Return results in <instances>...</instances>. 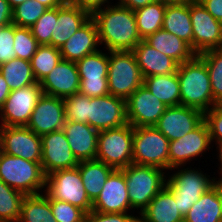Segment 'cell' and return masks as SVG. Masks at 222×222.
<instances>
[{"label":"cell","instance_id":"8","mask_svg":"<svg viewBox=\"0 0 222 222\" xmlns=\"http://www.w3.org/2000/svg\"><path fill=\"white\" fill-rule=\"evenodd\" d=\"M183 169L167 179L166 188L174 195L175 202L183 217L188 214L192 205L200 199L202 194L212 188L218 181L209 179L206 174L198 170Z\"/></svg>","mask_w":222,"mask_h":222},{"label":"cell","instance_id":"25","mask_svg":"<svg viewBox=\"0 0 222 222\" xmlns=\"http://www.w3.org/2000/svg\"><path fill=\"white\" fill-rule=\"evenodd\" d=\"M132 53L136 58L143 78L177 72L179 64L171 57L154 49L145 40H142L132 50Z\"/></svg>","mask_w":222,"mask_h":222},{"label":"cell","instance_id":"5","mask_svg":"<svg viewBox=\"0 0 222 222\" xmlns=\"http://www.w3.org/2000/svg\"><path fill=\"white\" fill-rule=\"evenodd\" d=\"M169 143L155 126L133 127L132 163L169 169Z\"/></svg>","mask_w":222,"mask_h":222},{"label":"cell","instance_id":"18","mask_svg":"<svg viewBox=\"0 0 222 222\" xmlns=\"http://www.w3.org/2000/svg\"><path fill=\"white\" fill-rule=\"evenodd\" d=\"M211 137L207 123L203 121L193 131L169 143V169L183 166L189 160L209 149ZM193 157V158H192Z\"/></svg>","mask_w":222,"mask_h":222},{"label":"cell","instance_id":"51","mask_svg":"<svg viewBox=\"0 0 222 222\" xmlns=\"http://www.w3.org/2000/svg\"><path fill=\"white\" fill-rule=\"evenodd\" d=\"M36 1L46 6L48 9L61 7L66 2V0H36Z\"/></svg>","mask_w":222,"mask_h":222},{"label":"cell","instance_id":"37","mask_svg":"<svg viewBox=\"0 0 222 222\" xmlns=\"http://www.w3.org/2000/svg\"><path fill=\"white\" fill-rule=\"evenodd\" d=\"M198 56L206 64L214 101L222 104V49H210Z\"/></svg>","mask_w":222,"mask_h":222},{"label":"cell","instance_id":"50","mask_svg":"<svg viewBox=\"0 0 222 222\" xmlns=\"http://www.w3.org/2000/svg\"><path fill=\"white\" fill-rule=\"evenodd\" d=\"M10 92L11 90L9 86L7 85V82L5 81L2 74L0 73V108L4 105Z\"/></svg>","mask_w":222,"mask_h":222},{"label":"cell","instance_id":"29","mask_svg":"<svg viewBox=\"0 0 222 222\" xmlns=\"http://www.w3.org/2000/svg\"><path fill=\"white\" fill-rule=\"evenodd\" d=\"M162 29L187 42L193 50V27L190 16V2L167 4Z\"/></svg>","mask_w":222,"mask_h":222},{"label":"cell","instance_id":"10","mask_svg":"<svg viewBox=\"0 0 222 222\" xmlns=\"http://www.w3.org/2000/svg\"><path fill=\"white\" fill-rule=\"evenodd\" d=\"M80 77L79 92L88 97H103L108 90L109 55L97 51L76 62Z\"/></svg>","mask_w":222,"mask_h":222},{"label":"cell","instance_id":"39","mask_svg":"<svg viewBox=\"0 0 222 222\" xmlns=\"http://www.w3.org/2000/svg\"><path fill=\"white\" fill-rule=\"evenodd\" d=\"M40 44L32 35L30 28L18 27L14 24V50L16 58L30 61Z\"/></svg>","mask_w":222,"mask_h":222},{"label":"cell","instance_id":"21","mask_svg":"<svg viewBox=\"0 0 222 222\" xmlns=\"http://www.w3.org/2000/svg\"><path fill=\"white\" fill-rule=\"evenodd\" d=\"M43 94L65 99L79 92L80 77L76 62L61 60L40 82Z\"/></svg>","mask_w":222,"mask_h":222},{"label":"cell","instance_id":"46","mask_svg":"<svg viewBox=\"0 0 222 222\" xmlns=\"http://www.w3.org/2000/svg\"><path fill=\"white\" fill-rule=\"evenodd\" d=\"M68 3L79 7L80 9H83L87 12H89L91 15L96 11L101 9V6L103 4L105 5V2L107 3L108 0H66Z\"/></svg>","mask_w":222,"mask_h":222},{"label":"cell","instance_id":"13","mask_svg":"<svg viewBox=\"0 0 222 222\" xmlns=\"http://www.w3.org/2000/svg\"><path fill=\"white\" fill-rule=\"evenodd\" d=\"M190 16L193 27V51L198 55L210 49H222V23L198 0L190 2Z\"/></svg>","mask_w":222,"mask_h":222},{"label":"cell","instance_id":"24","mask_svg":"<svg viewBox=\"0 0 222 222\" xmlns=\"http://www.w3.org/2000/svg\"><path fill=\"white\" fill-rule=\"evenodd\" d=\"M91 18V14L67 1L58 7V20L51 36V46L61 48Z\"/></svg>","mask_w":222,"mask_h":222},{"label":"cell","instance_id":"23","mask_svg":"<svg viewBox=\"0 0 222 222\" xmlns=\"http://www.w3.org/2000/svg\"><path fill=\"white\" fill-rule=\"evenodd\" d=\"M98 44H100V41L97 25L95 20L91 17L60 48L61 58L67 61L77 62L86 55L99 51L96 49Z\"/></svg>","mask_w":222,"mask_h":222},{"label":"cell","instance_id":"33","mask_svg":"<svg viewBox=\"0 0 222 222\" xmlns=\"http://www.w3.org/2000/svg\"><path fill=\"white\" fill-rule=\"evenodd\" d=\"M167 4L155 1L134 11L138 33L142 40L162 29Z\"/></svg>","mask_w":222,"mask_h":222},{"label":"cell","instance_id":"16","mask_svg":"<svg viewBox=\"0 0 222 222\" xmlns=\"http://www.w3.org/2000/svg\"><path fill=\"white\" fill-rule=\"evenodd\" d=\"M41 141V165L46 176L57 170L78 166L79 161L71 151L63 130L42 135Z\"/></svg>","mask_w":222,"mask_h":222},{"label":"cell","instance_id":"26","mask_svg":"<svg viewBox=\"0 0 222 222\" xmlns=\"http://www.w3.org/2000/svg\"><path fill=\"white\" fill-rule=\"evenodd\" d=\"M184 222H222V182L202 194L189 209Z\"/></svg>","mask_w":222,"mask_h":222},{"label":"cell","instance_id":"32","mask_svg":"<svg viewBox=\"0 0 222 222\" xmlns=\"http://www.w3.org/2000/svg\"><path fill=\"white\" fill-rule=\"evenodd\" d=\"M0 73L10 90H17L36 83L31 63L25 59L13 58L0 65Z\"/></svg>","mask_w":222,"mask_h":222},{"label":"cell","instance_id":"3","mask_svg":"<svg viewBox=\"0 0 222 222\" xmlns=\"http://www.w3.org/2000/svg\"><path fill=\"white\" fill-rule=\"evenodd\" d=\"M46 177L41 162H31L0 151V179L13 189L25 195L40 194L39 190L46 187Z\"/></svg>","mask_w":222,"mask_h":222},{"label":"cell","instance_id":"53","mask_svg":"<svg viewBox=\"0 0 222 222\" xmlns=\"http://www.w3.org/2000/svg\"><path fill=\"white\" fill-rule=\"evenodd\" d=\"M218 144V147L217 148H219L218 150H219V160L221 161V168L219 169V170H221L220 171V173L222 174V142H216V145ZM218 182H222V177L220 178V180H218Z\"/></svg>","mask_w":222,"mask_h":222},{"label":"cell","instance_id":"17","mask_svg":"<svg viewBox=\"0 0 222 222\" xmlns=\"http://www.w3.org/2000/svg\"><path fill=\"white\" fill-rule=\"evenodd\" d=\"M204 121V113L184 105L167 107L155 127L169 141L179 139L193 131Z\"/></svg>","mask_w":222,"mask_h":222},{"label":"cell","instance_id":"27","mask_svg":"<svg viewBox=\"0 0 222 222\" xmlns=\"http://www.w3.org/2000/svg\"><path fill=\"white\" fill-rule=\"evenodd\" d=\"M139 214V222H184L174 195L166 187Z\"/></svg>","mask_w":222,"mask_h":222},{"label":"cell","instance_id":"48","mask_svg":"<svg viewBox=\"0 0 222 222\" xmlns=\"http://www.w3.org/2000/svg\"><path fill=\"white\" fill-rule=\"evenodd\" d=\"M13 8L7 0H0V27L12 23Z\"/></svg>","mask_w":222,"mask_h":222},{"label":"cell","instance_id":"42","mask_svg":"<svg viewBox=\"0 0 222 222\" xmlns=\"http://www.w3.org/2000/svg\"><path fill=\"white\" fill-rule=\"evenodd\" d=\"M50 207L57 222H84L86 212L68 202L50 198Z\"/></svg>","mask_w":222,"mask_h":222},{"label":"cell","instance_id":"54","mask_svg":"<svg viewBox=\"0 0 222 222\" xmlns=\"http://www.w3.org/2000/svg\"><path fill=\"white\" fill-rule=\"evenodd\" d=\"M7 1L9 2V4L11 5L12 8H15L16 6L24 3L27 0H7Z\"/></svg>","mask_w":222,"mask_h":222},{"label":"cell","instance_id":"15","mask_svg":"<svg viewBox=\"0 0 222 222\" xmlns=\"http://www.w3.org/2000/svg\"><path fill=\"white\" fill-rule=\"evenodd\" d=\"M128 123L126 100L108 94L103 97H89L88 124L98 130L118 128Z\"/></svg>","mask_w":222,"mask_h":222},{"label":"cell","instance_id":"1","mask_svg":"<svg viewBox=\"0 0 222 222\" xmlns=\"http://www.w3.org/2000/svg\"><path fill=\"white\" fill-rule=\"evenodd\" d=\"M91 17L96 22L100 44L104 43L108 51H132L142 41L135 13L127 7L109 5Z\"/></svg>","mask_w":222,"mask_h":222},{"label":"cell","instance_id":"45","mask_svg":"<svg viewBox=\"0 0 222 222\" xmlns=\"http://www.w3.org/2000/svg\"><path fill=\"white\" fill-rule=\"evenodd\" d=\"M84 222H139V218L126 213H100L89 211L85 214Z\"/></svg>","mask_w":222,"mask_h":222},{"label":"cell","instance_id":"40","mask_svg":"<svg viewBox=\"0 0 222 222\" xmlns=\"http://www.w3.org/2000/svg\"><path fill=\"white\" fill-rule=\"evenodd\" d=\"M58 20V7L47 9L30 28L32 35L40 45L51 46V36Z\"/></svg>","mask_w":222,"mask_h":222},{"label":"cell","instance_id":"52","mask_svg":"<svg viewBox=\"0 0 222 222\" xmlns=\"http://www.w3.org/2000/svg\"><path fill=\"white\" fill-rule=\"evenodd\" d=\"M157 1L165 4H182V3L192 2L194 0H157Z\"/></svg>","mask_w":222,"mask_h":222},{"label":"cell","instance_id":"19","mask_svg":"<svg viewBox=\"0 0 222 222\" xmlns=\"http://www.w3.org/2000/svg\"><path fill=\"white\" fill-rule=\"evenodd\" d=\"M64 100L42 94L27 127L39 136L63 129L65 124Z\"/></svg>","mask_w":222,"mask_h":222},{"label":"cell","instance_id":"34","mask_svg":"<svg viewBox=\"0 0 222 222\" xmlns=\"http://www.w3.org/2000/svg\"><path fill=\"white\" fill-rule=\"evenodd\" d=\"M18 222H57L50 207V198L41 193L26 195Z\"/></svg>","mask_w":222,"mask_h":222},{"label":"cell","instance_id":"12","mask_svg":"<svg viewBox=\"0 0 222 222\" xmlns=\"http://www.w3.org/2000/svg\"><path fill=\"white\" fill-rule=\"evenodd\" d=\"M42 94L43 91L38 82L11 91L0 108L1 126H27Z\"/></svg>","mask_w":222,"mask_h":222},{"label":"cell","instance_id":"28","mask_svg":"<svg viewBox=\"0 0 222 222\" xmlns=\"http://www.w3.org/2000/svg\"><path fill=\"white\" fill-rule=\"evenodd\" d=\"M150 46L174 59L178 64L192 60L197 54L176 35L160 29L144 39Z\"/></svg>","mask_w":222,"mask_h":222},{"label":"cell","instance_id":"31","mask_svg":"<svg viewBox=\"0 0 222 222\" xmlns=\"http://www.w3.org/2000/svg\"><path fill=\"white\" fill-rule=\"evenodd\" d=\"M143 85L167 107L181 105L179 78L176 73L143 79Z\"/></svg>","mask_w":222,"mask_h":222},{"label":"cell","instance_id":"30","mask_svg":"<svg viewBox=\"0 0 222 222\" xmlns=\"http://www.w3.org/2000/svg\"><path fill=\"white\" fill-rule=\"evenodd\" d=\"M77 167L86 194L93 203L102 191L107 178L115 169L98 160L80 161Z\"/></svg>","mask_w":222,"mask_h":222},{"label":"cell","instance_id":"36","mask_svg":"<svg viewBox=\"0 0 222 222\" xmlns=\"http://www.w3.org/2000/svg\"><path fill=\"white\" fill-rule=\"evenodd\" d=\"M61 60L59 48L40 45L30 60L36 81L40 83Z\"/></svg>","mask_w":222,"mask_h":222},{"label":"cell","instance_id":"2","mask_svg":"<svg viewBox=\"0 0 222 222\" xmlns=\"http://www.w3.org/2000/svg\"><path fill=\"white\" fill-rule=\"evenodd\" d=\"M177 76L181 105L198 109L203 113L217 105L213 98L206 64L198 55L188 62L179 64Z\"/></svg>","mask_w":222,"mask_h":222},{"label":"cell","instance_id":"20","mask_svg":"<svg viewBox=\"0 0 222 222\" xmlns=\"http://www.w3.org/2000/svg\"><path fill=\"white\" fill-rule=\"evenodd\" d=\"M124 173L115 169L107 178L92 210L100 213H126L131 208Z\"/></svg>","mask_w":222,"mask_h":222},{"label":"cell","instance_id":"43","mask_svg":"<svg viewBox=\"0 0 222 222\" xmlns=\"http://www.w3.org/2000/svg\"><path fill=\"white\" fill-rule=\"evenodd\" d=\"M16 58L14 50V24L0 27V65Z\"/></svg>","mask_w":222,"mask_h":222},{"label":"cell","instance_id":"6","mask_svg":"<svg viewBox=\"0 0 222 222\" xmlns=\"http://www.w3.org/2000/svg\"><path fill=\"white\" fill-rule=\"evenodd\" d=\"M108 54L109 93L126 100L143 85L144 78L132 51H109Z\"/></svg>","mask_w":222,"mask_h":222},{"label":"cell","instance_id":"11","mask_svg":"<svg viewBox=\"0 0 222 222\" xmlns=\"http://www.w3.org/2000/svg\"><path fill=\"white\" fill-rule=\"evenodd\" d=\"M0 151L31 162H41V136L27 126H0Z\"/></svg>","mask_w":222,"mask_h":222},{"label":"cell","instance_id":"49","mask_svg":"<svg viewBox=\"0 0 222 222\" xmlns=\"http://www.w3.org/2000/svg\"><path fill=\"white\" fill-rule=\"evenodd\" d=\"M118 5H121L123 7H127L131 9L132 11H135L139 8H143L148 4H151L157 0H119Z\"/></svg>","mask_w":222,"mask_h":222},{"label":"cell","instance_id":"38","mask_svg":"<svg viewBox=\"0 0 222 222\" xmlns=\"http://www.w3.org/2000/svg\"><path fill=\"white\" fill-rule=\"evenodd\" d=\"M47 9L36 0H27L13 8L12 23L18 27L31 28Z\"/></svg>","mask_w":222,"mask_h":222},{"label":"cell","instance_id":"9","mask_svg":"<svg viewBox=\"0 0 222 222\" xmlns=\"http://www.w3.org/2000/svg\"><path fill=\"white\" fill-rule=\"evenodd\" d=\"M46 195L77 206L86 213L92 210L78 167L52 172L46 177Z\"/></svg>","mask_w":222,"mask_h":222},{"label":"cell","instance_id":"7","mask_svg":"<svg viewBox=\"0 0 222 222\" xmlns=\"http://www.w3.org/2000/svg\"><path fill=\"white\" fill-rule=\"evenodd\" d=\"M133 126L127 123L98 133L96 160L114 169L132 164Z\"/></svg>","mask_w":222,"mask_h":222},{"label":"cell","instance_id":"47","mask_svg":"<svg viewBox=\"0 0 222 222\" xmlns=\"http://www.w3.org/2000/svg\"><path fill=\"white\" fill-rule=\"evenodd\" d=\"M198 1L216 20L222 23V0Z\"/></svg>","mask_w":222,"mask_h":222},{"label":"cell","instance_id":"35","mask_svg":"<svg viewBox=\"0 0 222 222\" xmlns=\"http://www.w3.org/2000/svg\"><path fill=\"white\" fill-rule=\"evenodd\" d=\"M25 196L0 179V222H18Z\"/></svg>","mask_w":222,"mask_h":222},{"label":"cell","instance_id":"22","mask_svg":"<svg viewBox=\"0 0 222 222\" xmlns=\"http://www.w3.org/2000/svg\"><path fill=\"white\" fill-rule=\"evenodd\" d=\"M62 130L66 135L71 151L79 162L96 160L98 130L89 124L67 120Z\"/></svg>","mask_w":222,"mask_h":222},{"label":"cell","instance_id":"41","mask_svg":"<svg viewBox=\"0 0 222 222\" xmlns=\"http://www.w3.org/2000/svg\"><path fill=\"white\" fill-rule=\"evenodd\" d=\"M64 100L65 119L88 124L89 97L80 92Z\"/></svg>","mask_w":222,"mask_h":222},{"label":"cell","instance_id":"14","mask_svg":"<svg viewBox=\"0 0 222 222\" xmlns=\"http://www.w3.org/2000/svg\"><path fill=\"white\" fill-rule=\"evenodd\" d=\"M167 106L144 85L126 99L127 121L133 127L155 126Z\"/></svg>","mask_w":222,"mask_h":222},{"label":"cell","instance_id":"4","mask_svg":"<svg viewBox=\"0 0 222 222\" xmlns=\"http://www.w3.org/2000/svg\"><path fill=\"white\" fill-rule=\"evenodd\" d=\"M120 170L125 176L131 208H140V213L167 183L163 169L158 167L132 163Z\"/></svg>","mask_w":222,"mask_h":222},{"label":"cell","instance_id":"44","mask_svg":"<svg viewBox=\"0 0 222 222\" xmlns=\"http://www.w3.org/2000/svg\"><path fill=\"white\" fill-rule=\"evenodd\" d=\"M211 141L222 142V104H217L204 113Z\"/></svg>","mask_w":222,"mask_h":222}]
</instances>
